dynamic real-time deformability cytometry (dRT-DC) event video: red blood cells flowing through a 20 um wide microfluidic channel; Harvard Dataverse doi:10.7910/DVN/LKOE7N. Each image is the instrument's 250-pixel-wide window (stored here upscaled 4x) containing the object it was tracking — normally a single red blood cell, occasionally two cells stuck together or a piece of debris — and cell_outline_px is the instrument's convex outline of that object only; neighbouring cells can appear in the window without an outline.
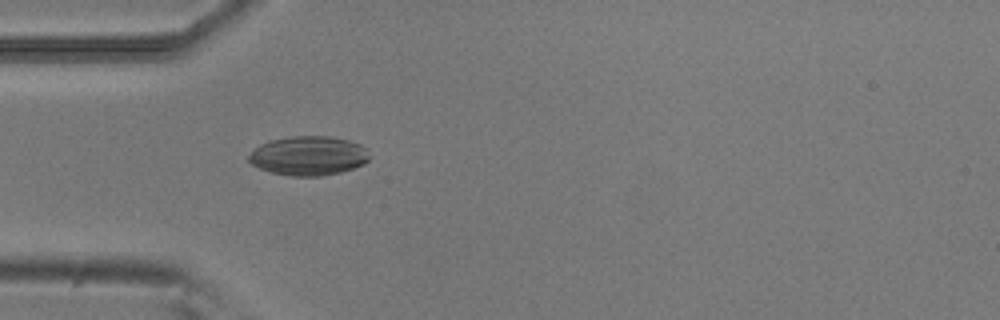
{"species": "common noctule bat (a hibernating species)", "species_latin": "Nyctalus noctula", "temperature_condition": "room temperature", "stored_images_in_passage": 24, "camera_frame_rate_fps": 3000, "um_per_image_px": 0.085, "animal": {"sex": "male", "body_mass_g": 20.5, "forearm_length_mm": 52.5}, "frame": {"image": 1, "passage_image": 15, "time_ms": 4.667, "image_size_px": [1000, 320], "cell_outline_px": [[372, 156], [364, 164], [340, 172], [320, 176], [292, 176], [272, 172], [260, 168], [252, 164], [248, 160], [248, 156], [260, 144], [272, 140], [292, 136], [332, 136], [348, 140], [360, 144]], "centroid_in_image_um": [26.25, 13.23], "position_along_channel_um": 58.7, "area_um2": 27.46}}
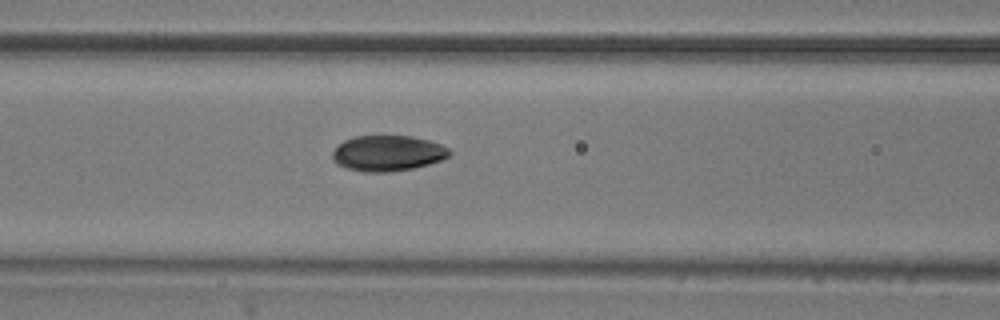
{"frame": {"image": 2, "passage_image": 21, "time_ms": 6.667, "image_size_px": [1000, 320], "cell_outline_px": [[452, 152], [448, 156], [440, 160], [428, 164], [412, 168], [392, 172], [364, 172], [344, 168], [336, 164], [332, 160], [332, 152], [344, 140], [356, 136], [412, 136], [428, 140], [440, 144], [448, 148]], "centroid_in_image_um": [32.92, 13.03], "position_along_channel_um": 133.7, "area_um2": 24.33}}
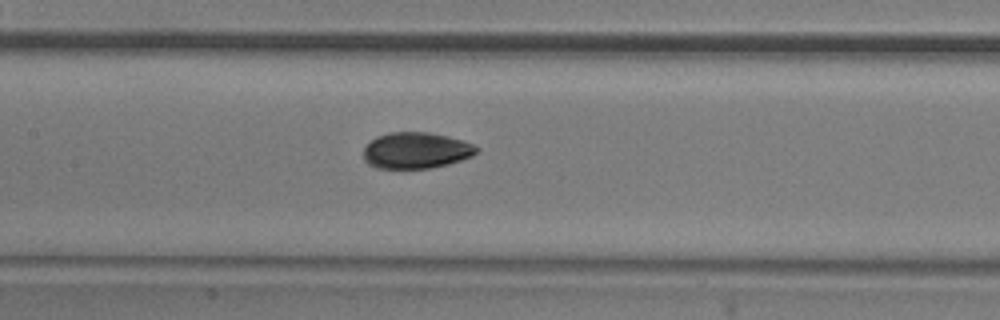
{"frame": {"image": 3, "passage_image": 24, "time_ms": 7.667, "image_size_px": [1000, 320], "cell_outline_px": [[480, 148], [472, 156], [448, 164], [428, 168], [376, 168], [368, 164], [364, 160], [364, 148], [376, 136], [388, 132], [428, 132], [448, 136], [464, 140]], "centroid_in_image_um": [35.36, 12.78], "position_along_channel_um": 172.0, "area_um2": 23.87}}